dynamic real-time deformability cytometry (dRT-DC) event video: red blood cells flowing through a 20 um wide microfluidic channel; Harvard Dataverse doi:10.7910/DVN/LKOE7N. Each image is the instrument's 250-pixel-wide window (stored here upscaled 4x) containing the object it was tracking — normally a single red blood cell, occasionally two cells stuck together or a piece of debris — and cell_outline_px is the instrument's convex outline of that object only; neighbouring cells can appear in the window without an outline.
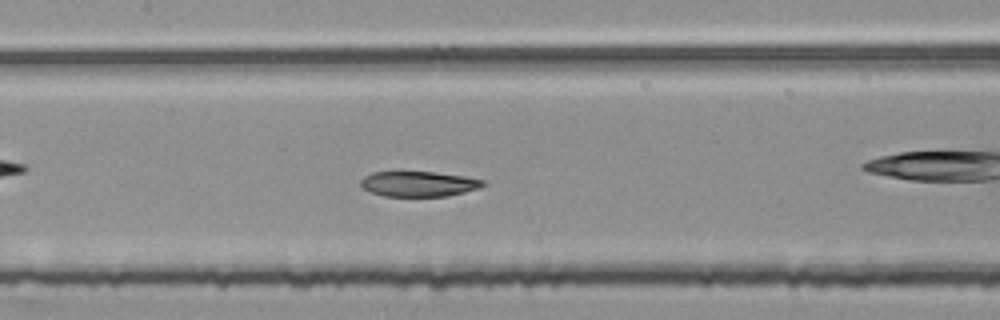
{"species": "common noctule bat (a hibernating species)", "species_latin": "Nyctalus noctula", "temperature_condition": "room temperature", "stored_images_in_passage": 49, "camera_frame_rate_fps": 3000, "um_per_image_px": 0.085, "animal": {"sex": "female", "body_mass_g": 25.1}, "frame": {"image": 1, "passage_image": 22, "time_ms": 7.0, "image_size_px": [1000, 320], "cell_outline_px": [[484, 184], [480, 188], [448, 196], [384, 196], [360, 188], [360, 180], [364, 176], [372, 172], [436, 172], [464, 176], [484, 180]], "centroid_in_image_um": [35.56, 15.63], "position_along_channel_um": 171.8, "area_um2": 18.03}}
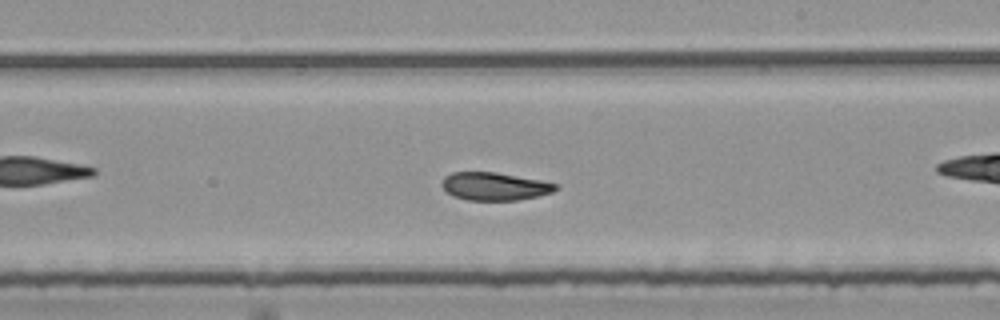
{"frame": {"image": 2, "passage_image": 28, "time_ms": 9.0, "image_size_px": [1000, 320], "cell_outline_px": [[560, 188], [552, 192], [536, 196], [516, 200], [468, 200], [452, 196], [440, 184], [444, 176], [452, 172], [496, 172], [540, 180], [560, 184]], "centroid_in_image_um": [42.04, 15.83], "position_along_channel_um": 247.0, "area_um2": 18.55}}
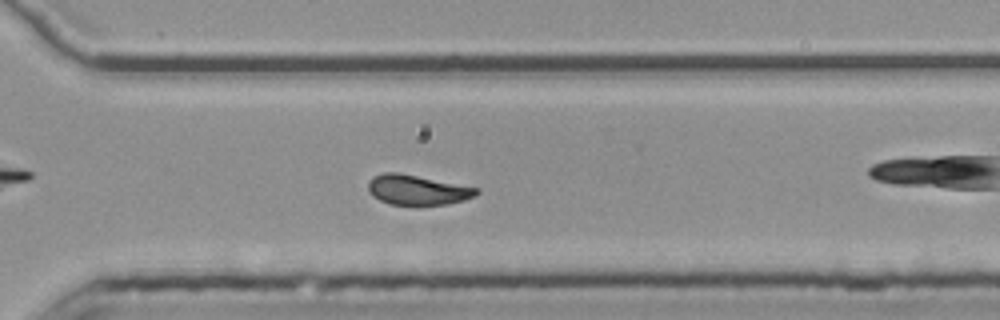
{"frame": {"image": 3, "passage_image": 35, "time_ms": 11.333, "image_size_px": [1000, 320], "cell_outline_px": [[480, 192], [476, 196], [464, 200], [448, 204], [392, 204], [380, 200], [372, 196], [368, 188], [368, 180], [372, 176], [384, 172], [396, 172], [480, 188]], "centroid_in_image_um": [35.48, 16.13], "position_along_channel_um": 335.1, "area_um2": 18.79}, "authors_computed_cell_mechanics": {"area_um2": 19.652, "velocity_mm_per_s": 3.7778, "shape_relaxation_time_tau1_ms": 8.0713, "shape_relaxation_time_tau2_ms": 4.9152, "deformation_change_tau1": 0.2119, "deformation_change_tau2": 0.1129}}